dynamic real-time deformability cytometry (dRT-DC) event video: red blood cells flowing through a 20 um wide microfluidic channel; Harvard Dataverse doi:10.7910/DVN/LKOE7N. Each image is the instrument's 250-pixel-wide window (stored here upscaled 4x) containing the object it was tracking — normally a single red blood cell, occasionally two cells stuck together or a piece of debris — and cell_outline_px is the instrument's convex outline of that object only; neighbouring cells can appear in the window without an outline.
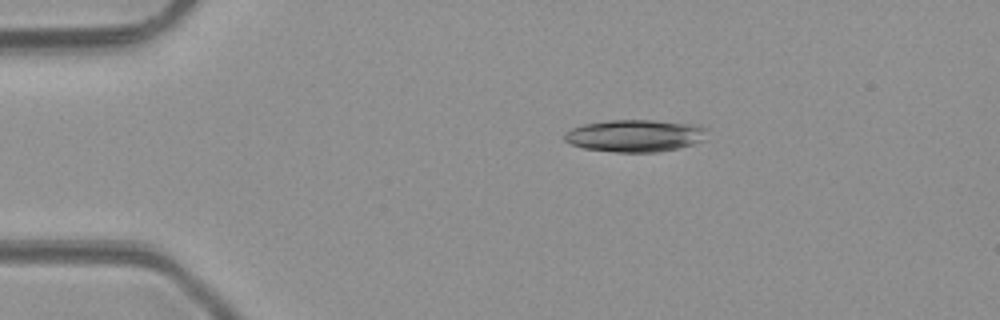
{"species": "common noctule bat (a hibernating species)", "species_latin": "Nyctalus noctula", "temperature_condition": "room temperature", "stored_images_in_passage": 3, "camera_frame_rate_fps": 3000, "um_per_image_px": 0.085, "animal": {"sex": "male", "body_mass_g": 23.1, "forearm_length_mm": 52.7}, "frame": {"image": 1, "passage_image": 1, "time_ms": 0.0, "image_size_px": [1000, 320], "cell_outline_px": [[708, 128], [704, 140], [692, 144], [676, 148], [656, 152], [616, 152], [584, 148], [572, 144], [564, 140], [564, 136], [572, 128], [580, 124], [604, 120], [652, 120], [700, 124]], "centroid_in_image_um": [54.01, 11.51], "position_along_channel_um": 31.0, "area_um2": 26.93}}